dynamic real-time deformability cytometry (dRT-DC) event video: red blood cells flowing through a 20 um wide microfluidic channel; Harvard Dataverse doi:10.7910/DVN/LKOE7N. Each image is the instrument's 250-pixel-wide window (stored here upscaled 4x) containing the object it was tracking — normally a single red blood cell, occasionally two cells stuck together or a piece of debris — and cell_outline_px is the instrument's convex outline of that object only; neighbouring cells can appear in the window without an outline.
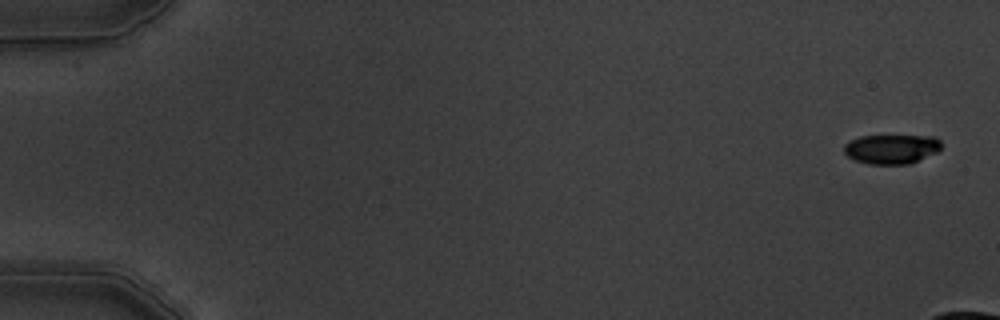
{"species": "common noctule bat (a hibernating species)", "species_latin": "Nyctalus noctula", "temperature_condition": "warm", "stored_images_in_passage": 5, "camera_frame_rate_fps": 3000, "um_per_image_px": 0.085, "animal": {"sex": "male", "body_mass_g": 19.5, "forearm_length_mm": 54.6}, "frame": {"image": 1, "passage_image": 1, "time_ms": 0.0, "image_size_px": [1000, 320], "cell_outline_px": [[940, 148], [936, 152], [908, 164], [868, 164], [856, 160], [848, 156], [844, 152], [844, 144], [848, 140], [860, 136], [936, 136], [940, 140]], "centroid_in_image_um": [75.74, 12.65], "position_along_channel_um": 9.3, "area_um2": 16.59}}